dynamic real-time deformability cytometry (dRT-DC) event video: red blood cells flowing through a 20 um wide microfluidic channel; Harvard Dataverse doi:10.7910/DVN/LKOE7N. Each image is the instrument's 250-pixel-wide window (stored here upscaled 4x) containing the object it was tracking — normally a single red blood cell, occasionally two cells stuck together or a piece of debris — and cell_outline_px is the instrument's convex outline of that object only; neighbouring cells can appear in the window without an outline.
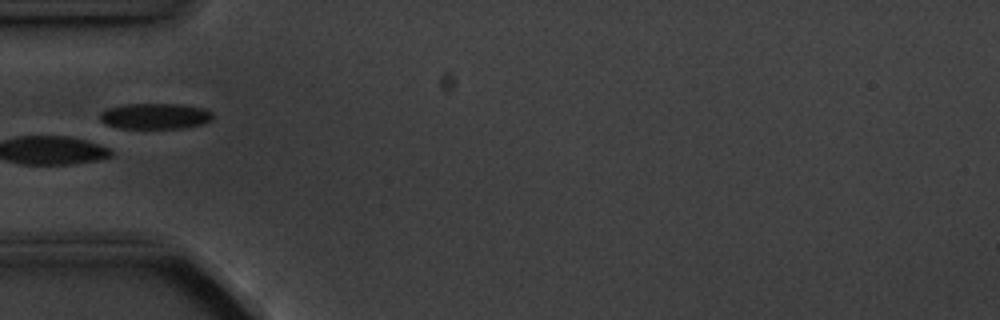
{"species": "common noctule bat (a hibernating species)", "species_latin": "Nyctalus noctula", "temperature_condition": "cold", "stored_images_in_passage": 6, "camera_frame_rate_fps": 3000, "um_per_image_px": 0.085, "animal": {"sex": "male", "body_mass_g": 20.1, "forearm_length_mm": 53.5}, "frame": {"image": 1, "passage_image": 5, "time_ms": 4.333, "image_size_px": [1000, 320], "cell_outline_px": [[212, 120], [204, 124], [184, 128], [120, 128], [108, 124], [100, 120], [100, 112], [108, 108], [128, 104], [180, 104], [204, 108], [212, 112]], "centroid_in_image_um": [13.23, 9.87], "position_along_channel_um": 71.8, "area_um2": 16.94}}
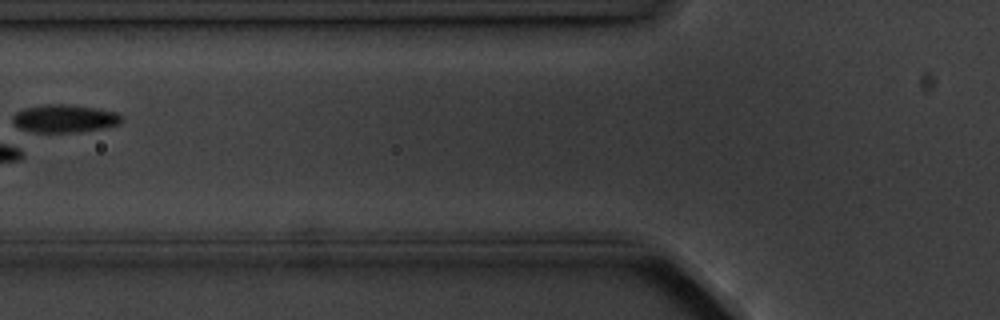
{"frame": {"image": 2, "passage_image": 6, "time_ms": 5.667, "image_size_px": [1000, 320], "cell_outline_px": [[124, 120], [120, 124], [104, 128], [76, 132], [32, 132], [20, 128], [12, 124], [12, 116], [16, 112], [24, 108], [44, 104], [72, 104], [96, 108], [116, 112], [124, 116]], "centroid_in_image_um": [5.5, 10.07], "position_along_channel_um": 120.3, "area_um2": 18.03}}